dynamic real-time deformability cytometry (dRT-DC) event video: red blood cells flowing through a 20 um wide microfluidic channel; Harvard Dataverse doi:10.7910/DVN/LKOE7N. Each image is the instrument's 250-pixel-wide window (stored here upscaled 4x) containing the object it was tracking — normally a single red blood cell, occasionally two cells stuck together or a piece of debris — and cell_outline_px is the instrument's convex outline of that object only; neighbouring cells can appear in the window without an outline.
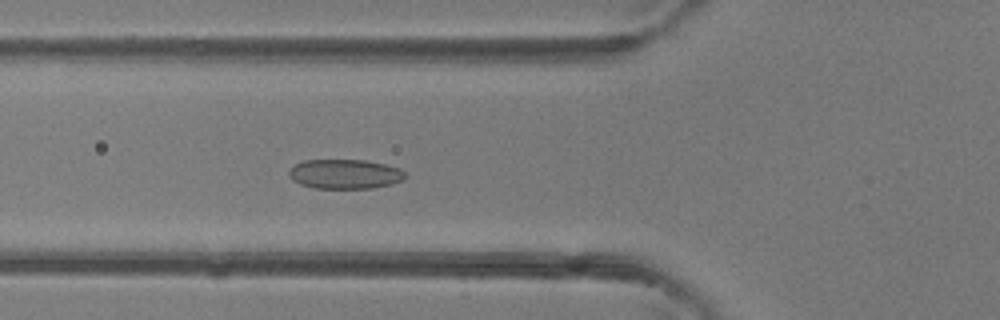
{"species": "common noctule bat (a hibernating species)", "species_latin": "Nyctalus noctula", "temperature_condition": "room temperature", "stored_images_in_passage": 41, "camera_frame_rate_fps": 3000, "um_per_image_px": 0.085, "animal": {"sex": "female"}, "frame": {"image": 1, "passage_image": 11, "time_ms": 3.333, "image_size_px": [1000, 320], "cell_outline_px": [[408, 176], [404, 180], [392, 184], [372, 188], [312, 188], [300, 184], [292, 180], [288, 172], [296, 164], [304, 160], [364, 160], [384, 164], [400, 168]], "centroid_in_image_um": [29.35, 14.8], "position_along_channel_um": 96.5, "area_um2": 20.06}}
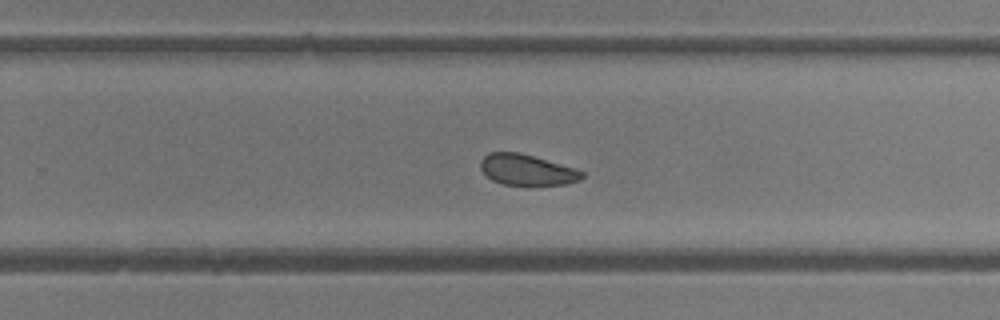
{"frame": {"image": 2, "passage_image": 24, "time_ms": 7.667, "image_size_px": [1000, 320], "cell_outline_px": [[584, 176], [580, 180], [564, 184], [532, 188], [528, 188], [504, 184], [492, 180], [480, 168], [480, 160], [488, 152], [520, 152], [576, 168], [584, 172]], "centroid_in_image_um": [44.81, 14.48], "position_along_channel_um": 285.0, "area_um2": 19.02}}
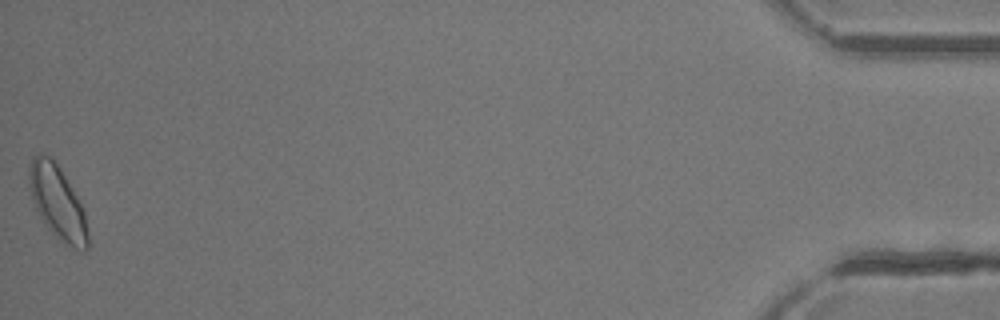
{"frame": {"image": 3, "passage_image": 41, "time_ms": 13.333, "image_size_px": [1000, 320], "cell_outline_px": [[88, 248], [84, 252], [64, 244], [48, 228], [40, 216], [36, 208], [32, 196], [28, 176], [28, 164], [32, 156], [52, 156], [60, 168], [72, 188], [84, 212], [88, 232]], "centroid_in_image_um": [4.89, 17.21], "position_along_channel_um": 430.3, "area_um2": 24.8}, "authors_computed_cell_mechanics": {"area_um2": 20.1722, "velocity_mm_per_s": 4.3413, "shape_relaxation_time_tau1_ms": 2.275, "shape_relaxation_time_tau2_ms": 2.729, "deformation_change_tau1": 0.0706, "deformation_change_tau2": 0.0771}}